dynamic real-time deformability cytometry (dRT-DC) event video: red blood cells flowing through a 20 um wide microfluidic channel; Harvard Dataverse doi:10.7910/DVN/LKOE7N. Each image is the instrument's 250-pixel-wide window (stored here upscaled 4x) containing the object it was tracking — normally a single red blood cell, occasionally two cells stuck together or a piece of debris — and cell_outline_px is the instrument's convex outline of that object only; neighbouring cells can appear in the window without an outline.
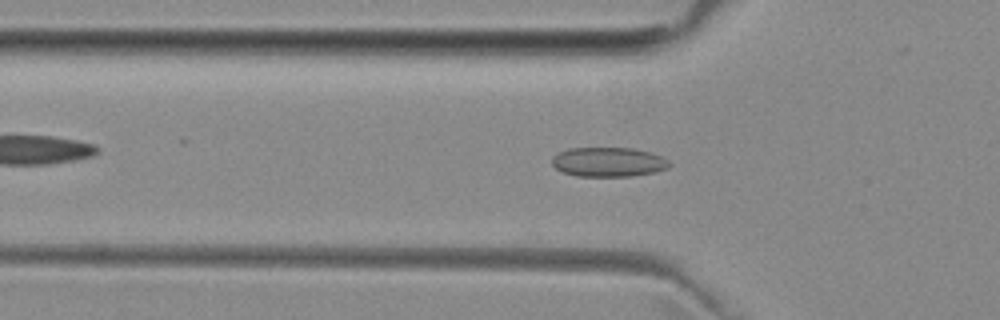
{"species": "common noctule bat (a hibernating species)", "species_latin": "Nyctalus noctula", "temperature_condition": "room temperature", "stored_images_in_passage": 5, "camera_frame_rate_fps": 3000, "um_per_image_px": 0.085, "animal": {"sex": "female", "body_mass_g": 29.2, "forearm_length_mm": 56.3}, "frame": {"image": 1, "passage_image": 4, "time_ms": 3.667, "image_size_px": [1000, 320], "cell_outline_px": [[672, 164], [668, 168], [656, 172], [632, 176], [576, 176], [564, 172], [556, 168], [552, 164], [552, 156], [568, 148], [632, 148], [652, 152], [668, 160]], "centroid_in_image_um": [51.74, 13.77], "position_along_channel_um": 74.1, "area_um2": 20.23}}
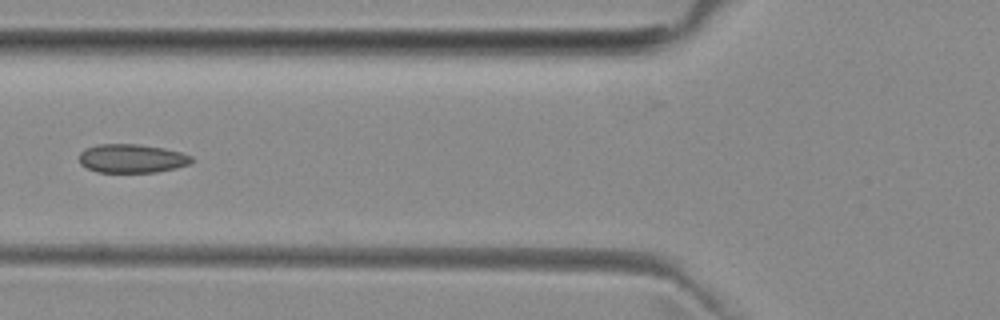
{"frame": {"image": 2, "passage_image": 5, "time_ms": 4.667, "image_size_px": [1000, 320], "cell_outline_px": [[192, 164], [176, 168], [156, 172], [96, 172], [80, 164], [80, 152], [84, 148], [100, 144], [140, 144], [164, 148], [180, 152], [192, 156]], "centroid_in_image_um": [11.22, 13.47], "position_along_channel_um": 114.6, "area_um2": 18.9}}